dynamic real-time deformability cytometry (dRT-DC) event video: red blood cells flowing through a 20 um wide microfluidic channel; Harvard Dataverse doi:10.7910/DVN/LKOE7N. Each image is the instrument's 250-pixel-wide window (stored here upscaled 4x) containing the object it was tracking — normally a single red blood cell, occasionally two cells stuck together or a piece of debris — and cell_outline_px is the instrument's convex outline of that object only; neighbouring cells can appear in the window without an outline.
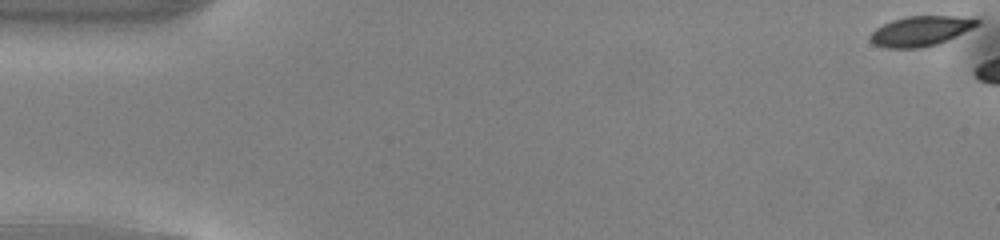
{"species": "common noctule bat (a hibernating species)", "species_latin": "Nyctalus noctula", "temperature_condition": "warm", "stored_images_in_passage": 6, "camera_frame_rate_fps": 3000, "um_per_image_px": 0.085, "animal": {"sex": "male", "body_mass_g": 13.0, "forearm_length_mm": 53.1}, "frame": {"image": 1, "passage_image": 1, "time_ms": 0.0, "image_size_px": [1000, 240], "cell_outline_px": [[980, 24], [940, 44], [920, 48], [884, 48], [876, 44], [868, 36], [876, 28], [892, 20], [908, 16], [956, 16], [980, 20]], "centroid_in_image_um": [78.26, 2.64], "position_along_channel_um": 6.7, "area_um2": 18.55}}